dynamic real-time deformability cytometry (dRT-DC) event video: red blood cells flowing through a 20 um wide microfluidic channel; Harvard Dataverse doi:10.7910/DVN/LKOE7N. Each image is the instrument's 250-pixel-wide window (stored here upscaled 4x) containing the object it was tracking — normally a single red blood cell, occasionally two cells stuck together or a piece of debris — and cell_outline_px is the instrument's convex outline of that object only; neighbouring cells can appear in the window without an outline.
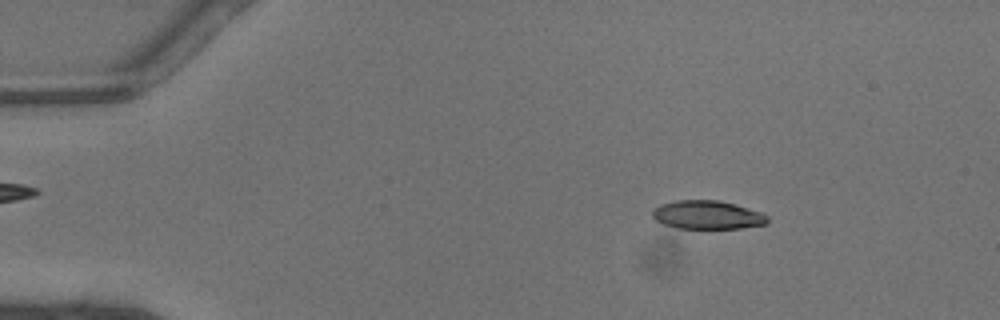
{"species": "common noctule bat (a hibernating species)", "species_latin": "Nyctalus noctula", "temperature_condition": "warm", "stored_images_in_passage": 43, "camera_frame_rate_fps": 3000, "um_per_image_px": 0.085, "animal": {"sex": "male", "body_mass_g": 13.3}, "frame": {"image": 1, "passage_image": 4, "time_ms": 1.0, "image_size_px": [1000, 320], "cell_outline_px": [[768, 224], [740, 228], [680, 228], [664, 224], [656, 220], [652, 216], [652, 208], [660, 204], [676, 200], [720, 200], [764, 212], [768, 216]], "centroid_in_image_um": [60.15, 18.25], "position_along_channel_um": 24.8, "area_um2": 19.31}}
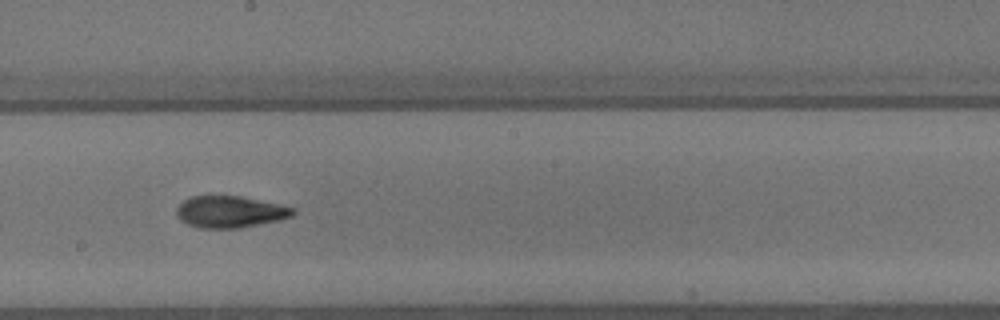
{"frame": {"image": 2, "passage_image": 23, "time_ms": 7.333, "image_size_px": [1000, 320], "cell_outline_px": [[296, 212], [292, 216], [280, 220], [240, 228], [200, 228], [188, 224], [180, 220], [176, 216], [176, 208], [184, 200], [192, 196], [240, 196], [280, 204], [296, 208]], "centroid_in_image_um": [19.57, 18.01], "position_along_channel_um": 228.6, "area_um2": 21.62}}
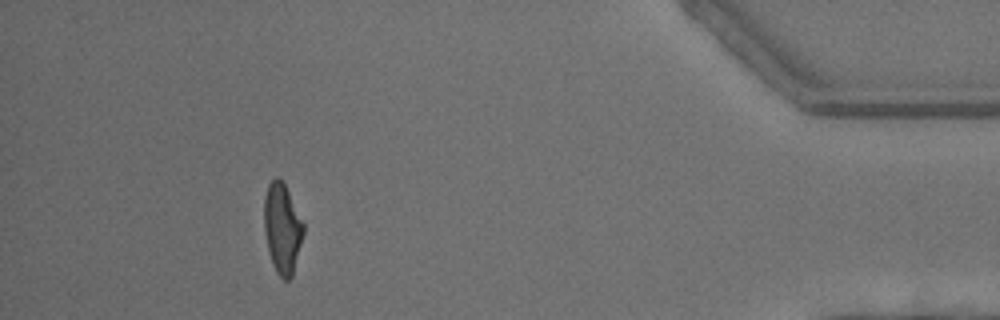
{"frame": {"image": 3, "passage_image": 39, "time_ms": 12.667, "image_size_px": [1000, 320], "cell_outline_px": [[304, 232], [292, 276], [288, 280], [284, 280], [276, 272], [272, 264], [268, 252], [264, 228], [264, 196], [268, 184], [276, 176], [284, 184], [304, 224]], "centroid_in_image_um": [23.97, 19.43], "position_along_channel_um": 411.2, "area_um2": 20.46}, "authors_computed_cell_mechanics": {"area_um2": 21.0392, "velocity_mm_per_s": 4.5108, "shape_relaxation_time_tau1_ms": 6.7296, "shape_relaxation_time_tau2_ms": 2.5332, "deformation_change_tau1": 0.2191, "deformation_change_tau2": 0.1066}}